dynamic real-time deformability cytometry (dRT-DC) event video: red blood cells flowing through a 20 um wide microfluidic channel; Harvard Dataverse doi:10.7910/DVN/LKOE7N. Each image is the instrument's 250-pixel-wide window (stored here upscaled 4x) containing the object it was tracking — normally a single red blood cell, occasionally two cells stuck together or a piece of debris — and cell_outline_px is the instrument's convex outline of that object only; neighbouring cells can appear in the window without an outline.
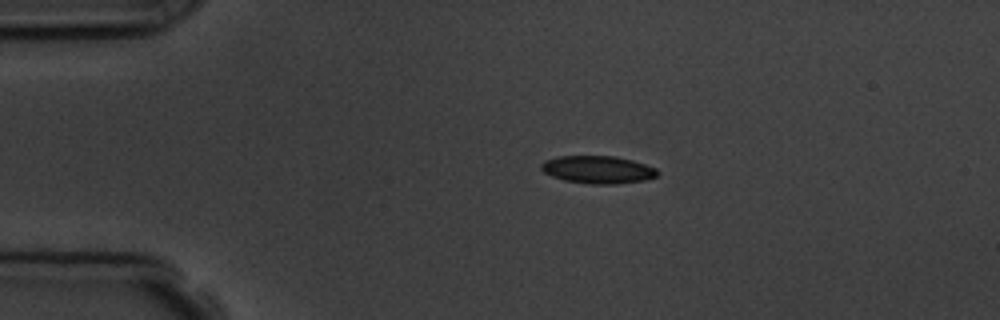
{"species": "common noctule bat (a hibernating species)", "species_latin": "Nyctalus noctula", "temperature_condition": "room temperature", "stored_images_in_passage": 4, "camera_frame_rate_fps": 3000, "um_per_image_px": 0.085, "animal": {"sex": "male", "body_mass_g": 19.5, "forearm_length_mm": 54.6}, "frame": {"image": 1, "passage_image": 1, "time_ms": 0.0, "image_size_px": [1000, 320], "cell_outline_px": [[660, 172], [656, 176], [644, 180], [616, 184], [588, 184], [564, 180], [552, 176], [544, 172], [540, 168], [540, 164], [544, 160], [556, 156], [616, 156], [632, 160], [656, 168]], "centroid_in_image_um": [50.79, 14.41], "position_along_channel_um": 34.2, "area_um2": 18.84}}
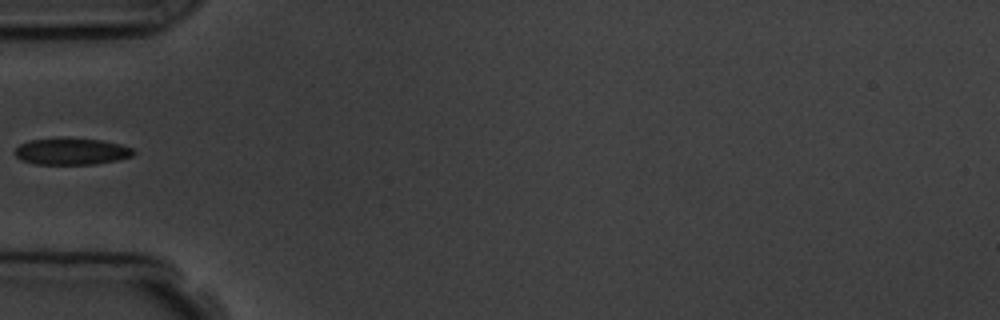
{"frame": {"image": 2, "passage_image": 3, "time_ms": 2.333, "image_size_px": [1000, 320], "cell_outline_px": [[136, 152], [132, 156], [116, 160], [96, 164], [36, 164], [20, 160], [12, 152], [20, 144], [28, 140], [100, 140], [120, 144], [132, 148]], "centroid_in_image_um": [6.06, 12.91], "position_along_channel_um": 78.9, "area_um2": 17.86}}